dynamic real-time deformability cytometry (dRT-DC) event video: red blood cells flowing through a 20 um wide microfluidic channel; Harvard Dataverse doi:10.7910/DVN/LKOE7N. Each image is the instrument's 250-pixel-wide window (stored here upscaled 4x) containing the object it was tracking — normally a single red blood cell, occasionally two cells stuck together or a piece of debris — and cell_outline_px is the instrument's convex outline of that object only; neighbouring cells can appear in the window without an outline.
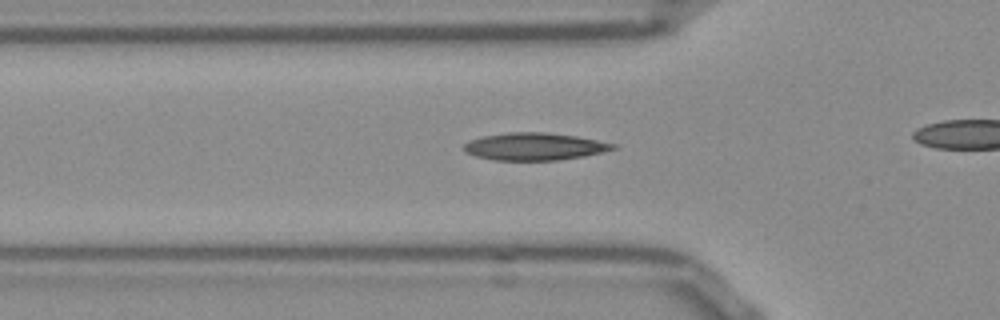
{"species": "Egyptian fruit bat (a non-hibernating species)", "species_latin": "Rousettus aegyptiacus", "temperature_condition": "room temperature", "stored_images_in_passage": 30, "camera_frame_rate_fps": 3000, "um_per_image_px": 0.085, "frame": {"image": 1, "passage_image": 5, "time_ms": 1.333, "image_size_px": [1000, 320], "cell_outline_px": [[616, 148], [584, 156], [556, 160], [492, 160], [476, 156], [468, 152], [464, 148], [464, 144], [468, 140], [484, 136], [508, 132], [548, 132], [576, 136], [616, 144]], "centroid_in_image_um": [45.41, 12.44], "position_along_channel_um": 80.4, "area_um2": 23.58}}
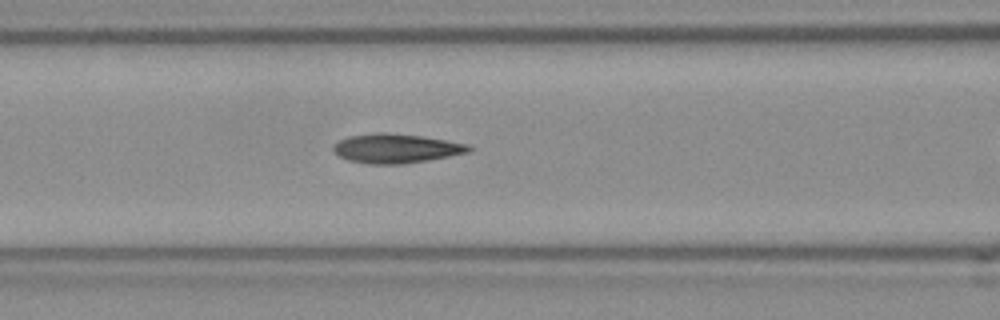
{"frame": {"image": 2, "passage_image": 9, "time_ms": 2.667, "image_size_px": [1000, 320], "cell_outline_px": [[476, 148], [468, 152], [428, 160], [404, 164], [368, 164], [348, 160], [336, 156], [332, 148], [332, 144], [348, 136], [376, 132], [388, 132], [424, 136], [448, 140], [468, 144]], "centroid_in_image_um": [33.64, 12.61], "position_along_channel_um": 133.0, "area_um2": 23.52}}